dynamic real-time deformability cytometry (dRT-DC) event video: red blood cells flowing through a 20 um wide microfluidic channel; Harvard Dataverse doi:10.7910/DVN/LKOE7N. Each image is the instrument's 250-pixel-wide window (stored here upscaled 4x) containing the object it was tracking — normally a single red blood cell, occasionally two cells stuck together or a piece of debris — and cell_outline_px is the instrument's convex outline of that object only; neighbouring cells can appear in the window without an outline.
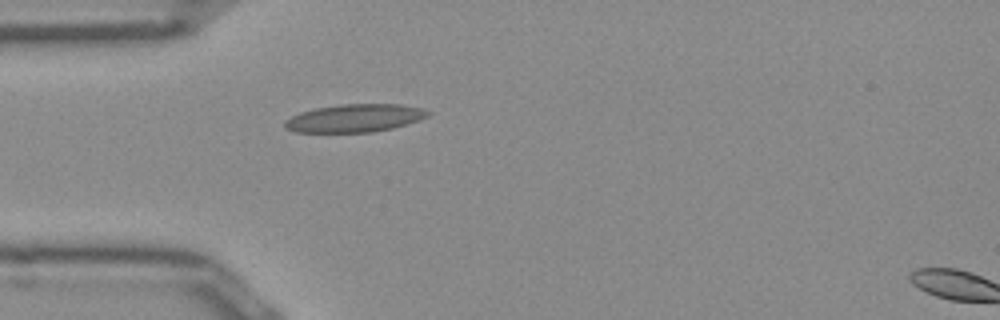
{"species": "Egyptian fruit bat (a non-hibernating species)", "species_latin": "Rousettus aegyptiacus", "temperature_condition": "room temperature", "stored_images_in_passage": 38, "camera_frame_rate_fps": 3000, "um_per_image_px": 0.085, "frame": {"image": 1, "passage_image": 1, "time_ms": 0.0, "image_size_px": [1000, 320], "cell_outline_px": [[432, 112], [428, 116], [420, 120], [408, 124], [392, 128], [372, 132], [296, 132], [284, 128], [284, 120], [300, 112], [316, 108], [340, 104], [400, 104], [424, 108]], "centroid_in_image_um": [30.18, 10.04], "position_along_channel_um": 54.8, "area_um2": 23.47}}
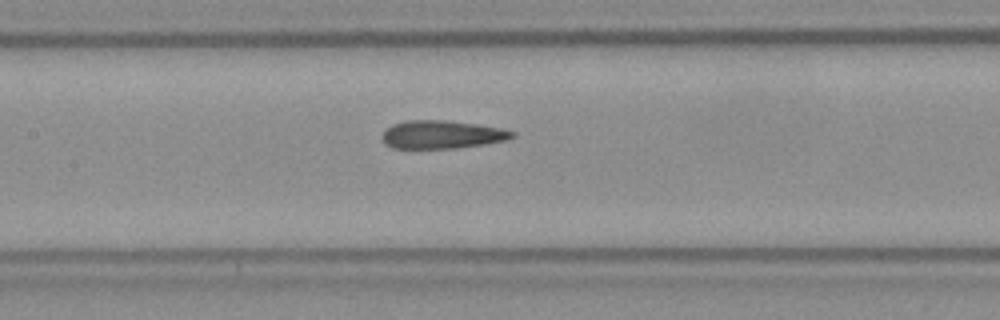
{"frame": {"image": 2, "passage_image": 10, "time_ms": 3.0, "image_size_px": [1000, 320], "cell_outline_px": [[516, 136], [508, 140], [484, 144], [456, 148], [392, 148], [384, 144], [380, 136], [392, 124], [408, 120], [444, 120], [480, 124], [504, 128], [516, 132]], "centroid_in_image_um": [37.6, 11.43], "position_along_channel_um": 169.8, "area_um2": 21.62}}
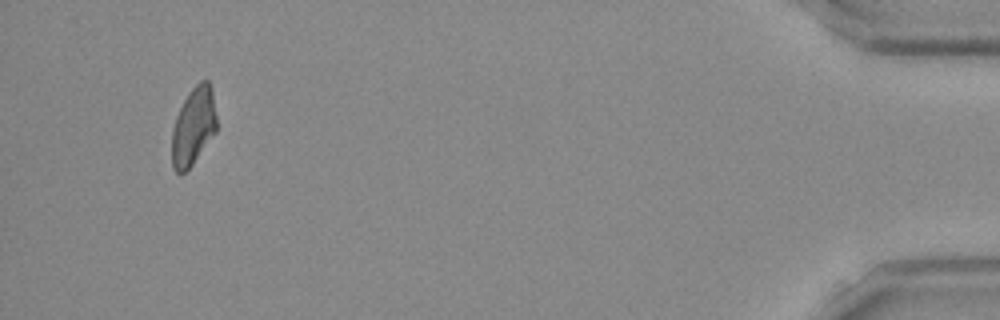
{"frame": {"image": 3, "passage_image": 35, "time_ms": 11.333, "image_size_px": [1000, 320], "cell_outline_px": [[216, 132], [192, 164], [180, 176], [172, 168], [172, 128], [176, 116], [188, 92], [200, 80], [208, 80], [212, 88], [216, 116]], "centroid_in_image_um": [16.43, 10.73], "position_along_channel_um": 418.8, "area_um2": 20.35}, "authors_computed_cell_mechanics": {"area_um2": 21.5883, "velocity_mm_per_s": 3.9511, "shape_relaxation_time_tau1_ms": null, "shape_relaxation_time_tau2_ms": 1.626, "deformation_change_tau1": null, "deformation_change_tau2": 0.1096}}